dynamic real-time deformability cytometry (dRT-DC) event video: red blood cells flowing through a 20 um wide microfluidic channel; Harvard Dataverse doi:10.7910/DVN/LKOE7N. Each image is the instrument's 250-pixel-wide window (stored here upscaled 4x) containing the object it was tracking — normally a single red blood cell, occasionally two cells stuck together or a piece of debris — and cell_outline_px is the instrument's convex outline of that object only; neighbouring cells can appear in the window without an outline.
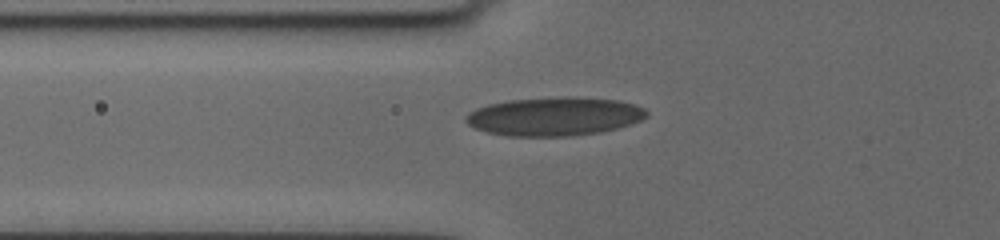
{"species": "human", "species_latin": "Homo sapiens", "temperature_condition": "cold", "stored_images_in_passage": 32, "camera_frame_rate_fps": 3000, "um_per_image_px": 0.085, "donor": {"sex": "female"}, "frame": {"image": 1, "passage_image": 2, "time_ms": 0.333, "image_size_px": [1000, 240], "cell_outline_px": [[648, 116], [640, 120], [616, 128], [600, 132], [572, 136], [508, 136], [488, 132], [476, 128], [468, 124], [464, 120], [464, 116], [468, 112], [476, 108], [488, 104], [508, 100], [560, 96], [568, 96], [616, 100], [632, 104], [644, 108], [648, 112]], "centroid_in_image_um": [47.08, 9.89], "position_along_channel_um": 78.7, "area_um2": 40.69}}
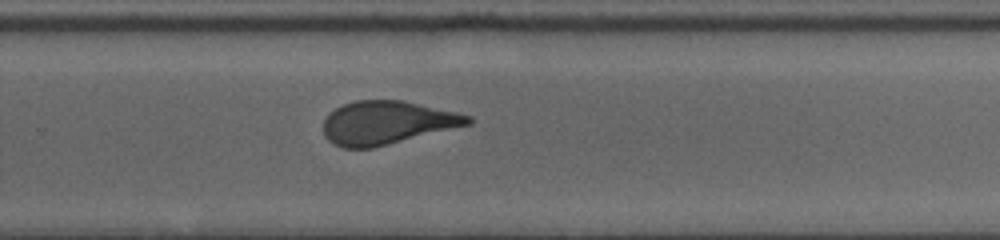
{"frame": {"image": 2, "passage_image": 17, "time_ms": 6.333, "image_size_px": [1000, 240], "cell_outline_px": [[472, 124], [372, 148], [344, 148], [332, 144], [324, 136], [324, 120], [336, 108], [344, 104], [356, 100], [404, 100], [456, 112], [472, 116]], "centroid_in_image_um": [32.91, 10.43], "position_along_channel_um": 296.9, "area_um2": 36.41}}
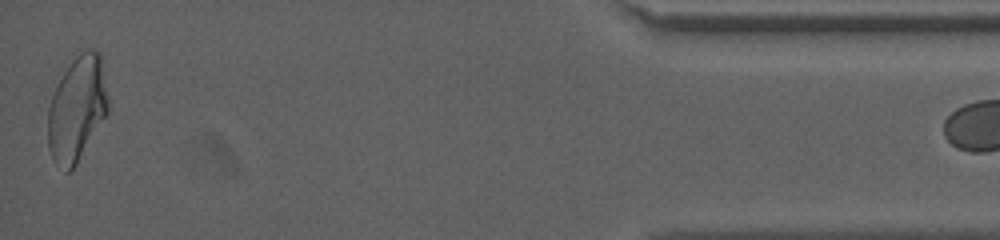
{"frame": {"image": 3, "passage_image": 31, "time_ms": 11.667, "image_size_px": [1000, 240], "cell_outline_px": [[108, 112], [76, 164], [68, 172], [64, 172], [56, 164], [48, 148], [48, 108], [52, 96], [72, 52], [88, 48], [92, 48], [100, 52], [108, 96]], "centroid_in_image_um": [6.54, 9.15], "position_along_channel_um": 428.7, "area_um2": 37.34}}